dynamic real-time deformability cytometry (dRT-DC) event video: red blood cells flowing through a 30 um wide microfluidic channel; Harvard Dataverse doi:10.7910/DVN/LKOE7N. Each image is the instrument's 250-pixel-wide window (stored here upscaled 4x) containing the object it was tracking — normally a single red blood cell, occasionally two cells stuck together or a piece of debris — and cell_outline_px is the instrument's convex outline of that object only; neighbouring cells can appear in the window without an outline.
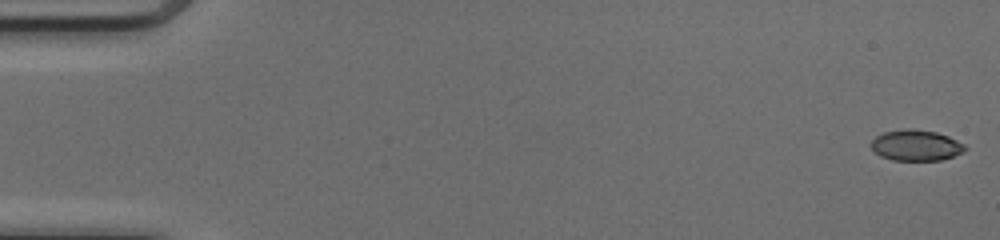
{"species": "common noctule bat (a hibernating species)", "species_latin": "Nyctalus noctula", "temperature_condition": "cold", "stored_images_in_passage": 50, "camera_frame_rate_fps": 3000, "um_per_image_px": 0.085, "animal": {"sex": "female", "body_mass_g": 17.0, "forearm_length_mm": 48.0}, "frame": {"image": 1, "passage_image": 1, "time_ms": 0.0, "image_size_px": [1000, 240], "cell_outline_px": [[968, 148], [964, 152], [940, 160], [892, 160], [880, 156], [872, 148], [872, 140], [876, 136], [884, 132], [936, 132], [948, 136], [964, 144]], "centroid_in_image_um": [77.9, 12.41], "position_along_channel_um": 7.1, "area_um2": 16.01}}
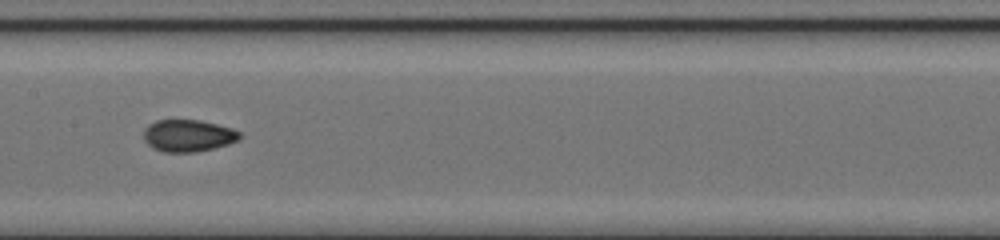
{"frame": {"image": 2, "passage_image": 26, "time_ms": 8.333, "image_size_px": [1000, 240], "cell_outline_px": [[240, 140], [228, 144], [196, 152], [164, 152], [152, 148], [144, 140], [144, 128], [148, 124], [156, 120], [200, 120], [232, 128], [240, 132]], "centroid_in_image_um": [15.97, 11.53], "position_along_channel_um": 191.4, "area_um2": 17.98}}
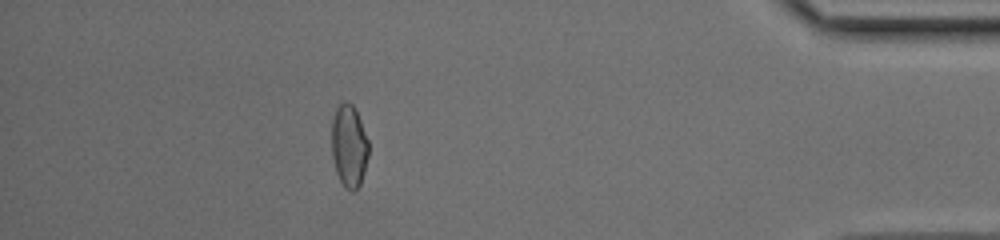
{"frame": {"image": 3, "passage_image": 45, "time_ms": 14.667, "image_size_px": [1000, 240], "cell_outline_px": [[368, 156], [364, 172], [360, 184], [352, 192], [344, 188], [336, 172], [332, 156], [332, 120], [336, 108], [344, 100], [348, 100], [356, 108], [368, 140]], "centroid_in_image_um": [29.66, 12.38], "position_along_channel_um": 405.5, "area_um2": 17.92}, "authors_computed_cell_mechanics": {"area_um2": 17.5423, "velocity_mm_per_s": 4.1485, "shape_relaxation_time_tau1_ms": null, "shape_relaxation_time_tau2_ms": 1.1855, "deformation_change_tau1": null, "deformation_change_tau2": 0.0567}}